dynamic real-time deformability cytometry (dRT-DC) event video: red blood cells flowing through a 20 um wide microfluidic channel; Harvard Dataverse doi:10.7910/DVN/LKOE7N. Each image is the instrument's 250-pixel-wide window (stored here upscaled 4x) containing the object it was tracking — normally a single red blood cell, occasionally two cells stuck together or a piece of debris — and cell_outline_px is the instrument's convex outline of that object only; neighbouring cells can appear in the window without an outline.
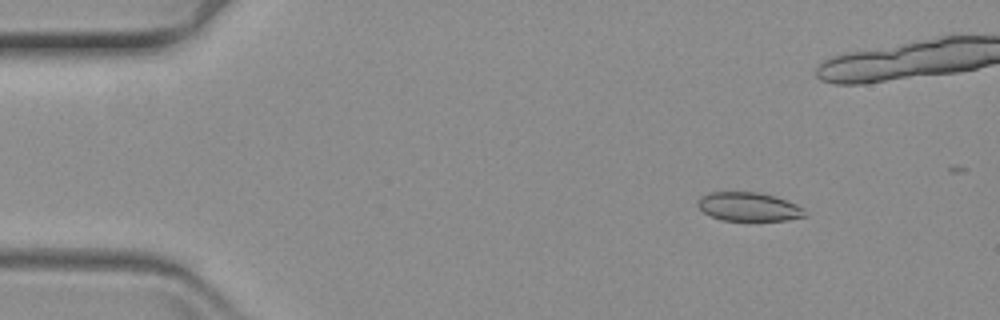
{"species": "common noctule bat (a hibernating species)", "species_latin": "Nyctalus noctula", "temperature_condition": "warm", "stored_images_in_passage": 22, "camera_frame_rate_fps": 3000, "um_per_image_px": 0.085, "animal": {"sex": "female", "body_mass_g": 19.3, "forearm_length_mm": 54.1}, "frame": {"image": 1, "passage_image": 7, "time_ms": 2.0, "image_size_px": [1000, 320], "cell_outline_px": [[808, 216], [788, 220], [720, 220], [704, 212], [696, 204], [696, 200], [700, 196], [708, 192], [760, 192], [776, 196], [796, 204], [804, 208], [808, 212]], "centroid_in_image_um": [63.66, 17.56], "position_along_channel_um": 21.3, "area_um2": 18.21}}
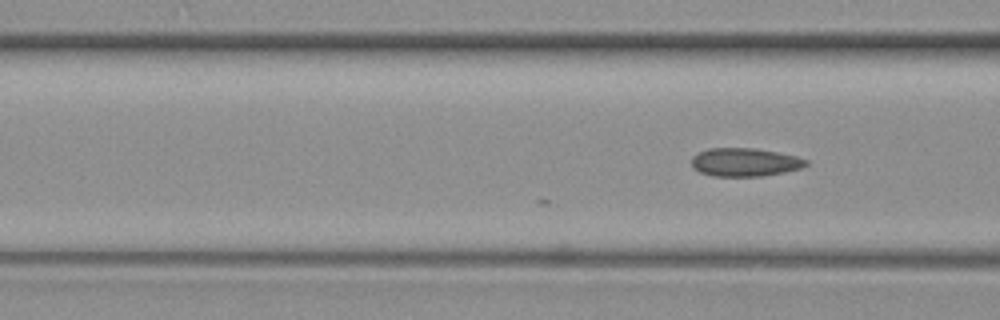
{"frame": {"image": 2, "passage_image": 22, "time_ms": 7.0, "image_size_px": [1000, 320], "cell_outline_px": [[808, 164], [800, 168], [784, 172], [764, 176], [712, 176], [700, 172], [692, 168], [692, 156], [708, 148], [752, 148], [776, 152], [796, 156], [808, 160]], "centroid_in_image_um": [63.29, 13.79], "position_along_channel_um": 103.3, "area_um2": 18.84}}